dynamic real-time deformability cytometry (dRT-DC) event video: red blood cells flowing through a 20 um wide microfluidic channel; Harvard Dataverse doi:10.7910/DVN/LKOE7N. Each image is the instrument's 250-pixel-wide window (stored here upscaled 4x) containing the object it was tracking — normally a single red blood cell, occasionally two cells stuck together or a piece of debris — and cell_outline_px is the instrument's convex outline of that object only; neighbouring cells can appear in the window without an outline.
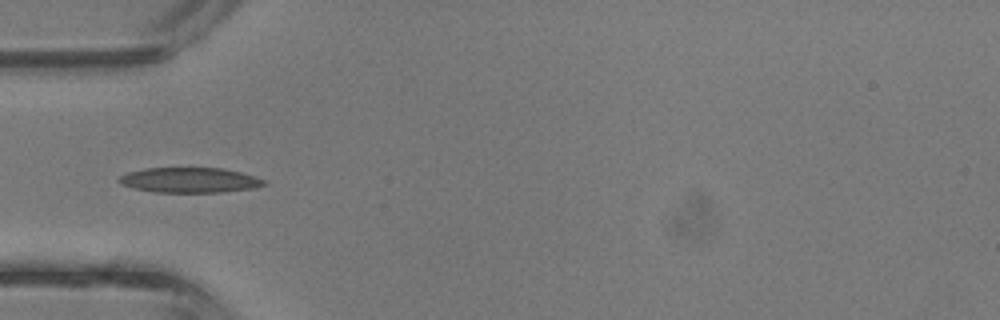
{"species": "common noctule bat (a hibernating species)", "species_latin": "Nyctalus noctula", "temperature_condition": "room temperature", "stored_images_in_passage": 5, "camera_frame_rate_fps": 3000, "um_per_image_px": 0.085, "animal": {"sex": "male", "body_mass_g": 13.3}, "frame": {"image": 1, "passage_image": 4, "time_ms": 1.0, "image_size_px": [1000, 320], "cell_outline_px": [[268, 184], [252, 188], [220, 192], [156, 192], [132, 188], [120, 184], [116, 180], [120, 176], [128, 172], [144, 168], [224, 168], [240, 172], [264, 180]], "centroid_in_image_um": [16.06, 15.3], "position_along_channel_um": 68.9, "area_um2": 21.15}}
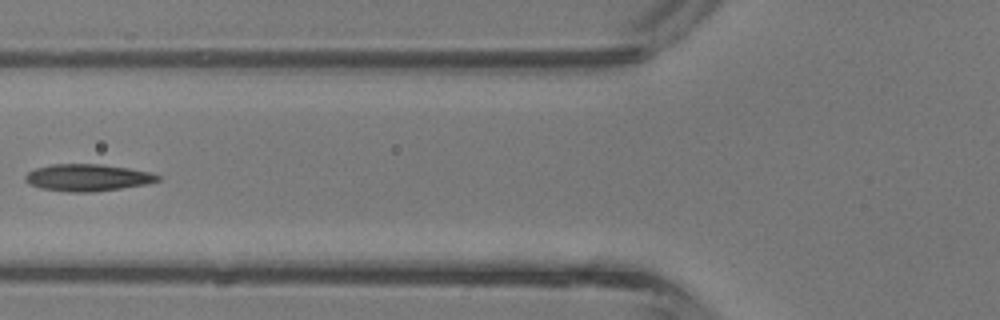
{"frame": {"image": 2, "passage_image": 5, "time_ms": 1.333, "image_size_px": [1000, 320], "cell_outline_px": [[160, 180], [148, 184], [92, 192], [68, 192], [40, 188], [24, 180], [24, 176], [28, 172], [36, 168], [52, 164], [100, 164], [128, 168], [148, 172], [160, 176]], "centroid_in_image_um": [7.43, 15.09], "position_along_channel_um": 118.4, "area_um2": 20.69}}